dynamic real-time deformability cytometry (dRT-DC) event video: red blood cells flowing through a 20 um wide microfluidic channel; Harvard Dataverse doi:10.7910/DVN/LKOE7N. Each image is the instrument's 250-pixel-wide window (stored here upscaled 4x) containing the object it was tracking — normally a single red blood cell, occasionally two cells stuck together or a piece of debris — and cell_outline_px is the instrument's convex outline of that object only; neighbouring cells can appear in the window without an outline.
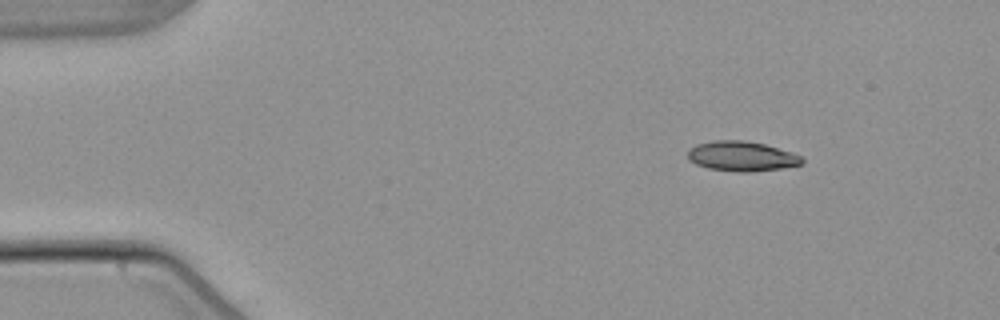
{"species": "common noctule bat (a hibernating species)", "species_latin": "Nyctalus noctula", "temperature_condition": "warm", "stored_images_in_passage": 4, "camera_frame_rate_fps": 3000, "um_per_image_px": 0.085, "animal": {"sex": "male", "body_mass_g": 21.5, "forearm_length_mm": 52.0}, "frame": {"image": 1, "passage_image": 1, "time_ms": 0.0, "image_size_px": [1000, 320], "cell_outline_px": [[804, 164], [780, 168], [752, 172], [736, 172], [708, 168], [696, 164], [688, 160], [688, 148], [696, 144], [712, 140], [744, 140], [764, 144], [792, 152], [800, 156], [804, 160]], "centroid_in_image_um": [63.02, 13.28], "position_along_channel_um": 22.0, "area_um2": 20.06}}
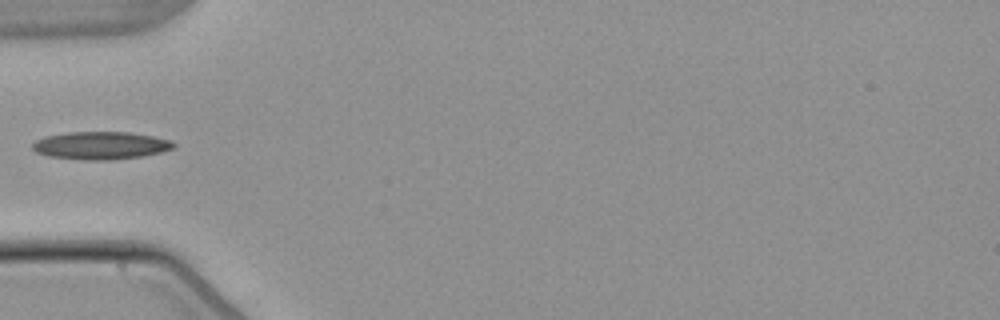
{"frame": {"image": 2, "passage_image": 4, "time_ms": 3.667, "image_size_px": [1000, 320], "cell_outline_px": [[176, 148], [144, 156], [112, 160], [84, 160], [48, 156], [36, 152], [32, 148], [32, 144], [36, 140], [44, 136], [68, 132], [128, 132], [152, 136], [172, 140], [176, 144]], "centroid_in_image_um": [8.58, 12.37], "position_along_channel_um": 76.4, "area_um2": 23.0}}